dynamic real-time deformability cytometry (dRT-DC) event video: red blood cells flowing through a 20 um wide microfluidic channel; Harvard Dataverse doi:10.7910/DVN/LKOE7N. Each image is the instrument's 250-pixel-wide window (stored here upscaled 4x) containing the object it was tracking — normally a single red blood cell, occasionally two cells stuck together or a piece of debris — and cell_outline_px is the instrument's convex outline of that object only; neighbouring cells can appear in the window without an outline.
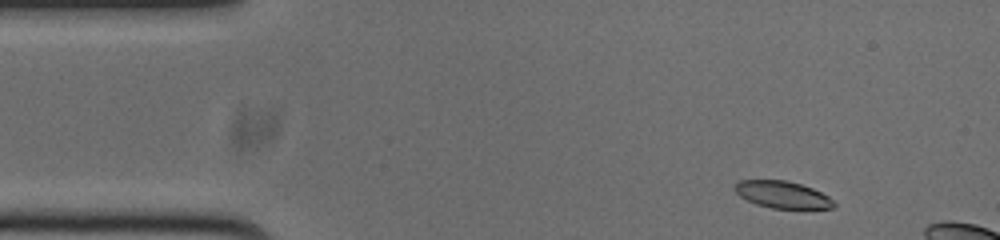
{"species": "common noctule bat (a hibernating species)", "species_latin": "Nyctalus noctula", "temperature_condition": "cold", "stored_images_in_passage": 9, "camera_frame_rate_fps": 3000, "um_per_image_px": 0.085, "animal": {"sex": "male", "body_mass_g": 20.0, "forearm_length_mm": 53.3}, "frame": {"image": 1, "passage_image": 2, "time_ms": 0.333, "image_size_px": [1000, 240], "cell_outline_px": [[836, 204], [832, 208], [772, 208], [756, 204], [740, 196], [732, 188], [740, 180], [784, 180], [800, 184], [812, 188], [828, 196]], "centroid_in_image_um": [66.48, 16.54], "position_along_channel_um": 18.5, "area_um2": 15.37}}